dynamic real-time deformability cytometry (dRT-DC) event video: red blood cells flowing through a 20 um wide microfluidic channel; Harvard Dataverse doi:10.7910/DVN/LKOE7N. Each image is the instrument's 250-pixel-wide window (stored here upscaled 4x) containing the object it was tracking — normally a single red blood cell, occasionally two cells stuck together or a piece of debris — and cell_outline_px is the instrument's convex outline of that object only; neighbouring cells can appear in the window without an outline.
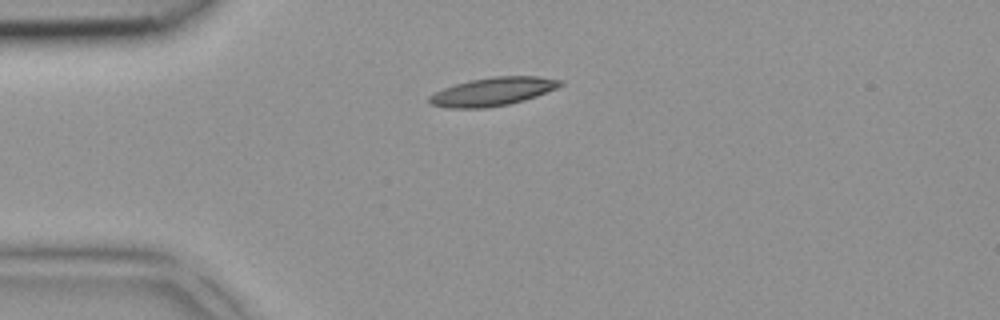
{"species": "common noctule bat (a hibernating species)", "species_latin": "Nyctalus noctula", "temperature_condition": "room temperature", "stored_images_in_passage": 1, "camera_frame_rate_fps": 3000, "um_per_image_px": 0.085, "animal": {"sex": "female", "body_mass_g": 18.4}, "frame": {"image": 1, "passage_image": 1, "time_ms": 0.0, "image_size_px": [1000, 320], "cell_outline_px": [[564, 84], [556, 88], [536, 96], [524, 100], [508, 104], [484, 108], [448, 108], [428, 104], [428, 96], [444, 88], [456, 84], [472, 80], [492, 76], [536, 76], [564, 80]], "centroid_in_image_um": [41.88, 7.78], "position_along_channel_um": 43.1, "area_um2": 21.56}}